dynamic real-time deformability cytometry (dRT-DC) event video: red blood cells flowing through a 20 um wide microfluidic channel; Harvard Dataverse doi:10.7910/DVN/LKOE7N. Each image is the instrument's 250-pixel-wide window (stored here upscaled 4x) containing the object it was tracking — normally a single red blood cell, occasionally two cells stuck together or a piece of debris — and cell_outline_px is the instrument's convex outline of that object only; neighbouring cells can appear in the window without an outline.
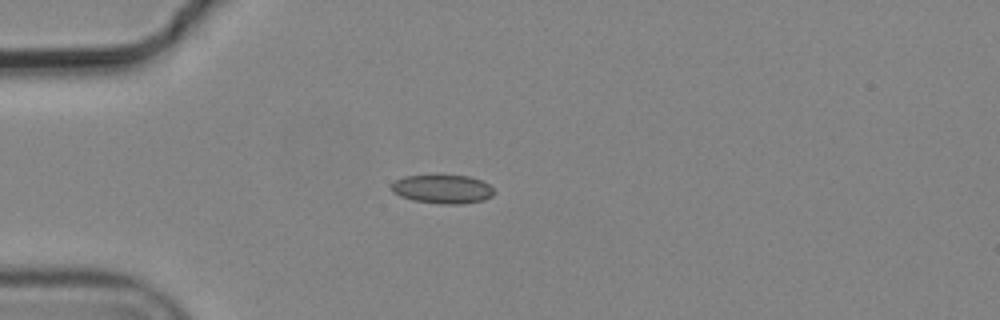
{"species": "common noctule bat (a hibernating species)", "species_latin": "Nyctalus noctula", "temperature_condition": "cold", "stored_images_in_passage": 6, "camera_frame_rate_fps": 3000, "um_per_image_px": 0.085, "animal": {"sex": "male", "body_mass_g": 19.2, "forearm_length_mm": 51.8}, "frame": {"image": 1, "passage_image": 3, "time_ms": 0.667, "image_size_px": [1000, 320], "cell_outline_px": [[496, 192], [492, 196], [484, 200], [460, 204], [440, 204], [412, 200], [400, 196], [392, 192], [388, 184], [404, 176], [432, 172], [440, 172], [468, 176], [480, 180], [488, 184]], "centroid_in_image_um": [37.55, 16.02], "position_along_channel_um": 47.4, "area_um2": 18.26}}
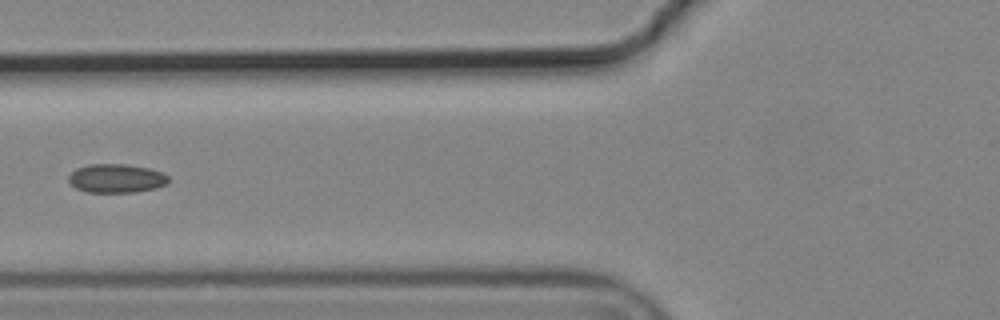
{"frame": {"image": 2, "passage_image": 5, "time_ms": 1.333, "image_size_px": [1000, 320], "cell_outline_px": [[168, 184], [156, 188], [132, 192], [88, 192], [76, 188], [68, 180], [68, 176], [76, 168], [88, 164], [128, 164], [148, 168], [164, 172], [168, 176]], "centroid_in_image_um": [9.9, 15.15], "position_along_channel_um": 115.9, "area_um2": 16.82}}
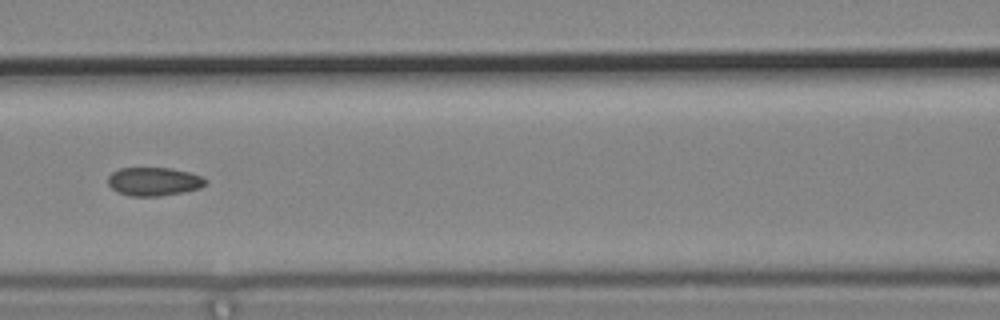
{"frame": {"image": 3, "passage_image": 6, "time_ms": 1.667, "image_size_px": [1000, 320], "cell_outline_px": [[208, 180], [200, 188], [184, 192], [160, 196], [132, 196], [120, 192], [112, 188], [108, 184], [108, 176], [112, 172], [120, 168], [172, 168], [188, 172], [200, 176]], "centroid_in_image_um": [13.08, 15.42], "position_along_channel_um": 153.5, "area_um2": 16.07}}